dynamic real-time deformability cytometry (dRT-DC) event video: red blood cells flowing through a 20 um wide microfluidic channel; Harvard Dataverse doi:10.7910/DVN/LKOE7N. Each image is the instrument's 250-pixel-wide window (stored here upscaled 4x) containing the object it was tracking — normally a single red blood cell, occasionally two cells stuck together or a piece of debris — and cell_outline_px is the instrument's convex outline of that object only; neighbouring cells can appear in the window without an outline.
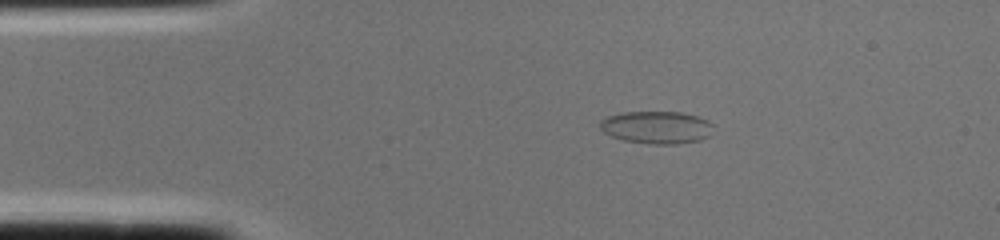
{"species": "common noctule bat (a hibernating species)", "species_latin": "Nyctalus noctula", "temperature_condition": "cold", "stored_images_in_passage": 1, "camera_frame_rate_fps": 3000, "um_per_image_px": 0.085, "animal": {"sex": "female", "body_mass_g": 22.0, "forearm_length_mm": 56.7}, "frame": {"image": 1, "passage_image": 1, "time_ms": 0.0, "image_size_px": [1000, 240], "cell_outline_px": [[712, 124], [708, 136], [700, 140], [676, 144], [652, 144], [624, 140], [612, 136], [604, 132], [600, 128], [600, 120], [608, 116], [620, 112], [680, 112], [700, 116], [708, 120]], "centroid_in_image_um": [55.8, 10.81], "position_along_channel_um": 29.2, "area_um2": 21.44}}